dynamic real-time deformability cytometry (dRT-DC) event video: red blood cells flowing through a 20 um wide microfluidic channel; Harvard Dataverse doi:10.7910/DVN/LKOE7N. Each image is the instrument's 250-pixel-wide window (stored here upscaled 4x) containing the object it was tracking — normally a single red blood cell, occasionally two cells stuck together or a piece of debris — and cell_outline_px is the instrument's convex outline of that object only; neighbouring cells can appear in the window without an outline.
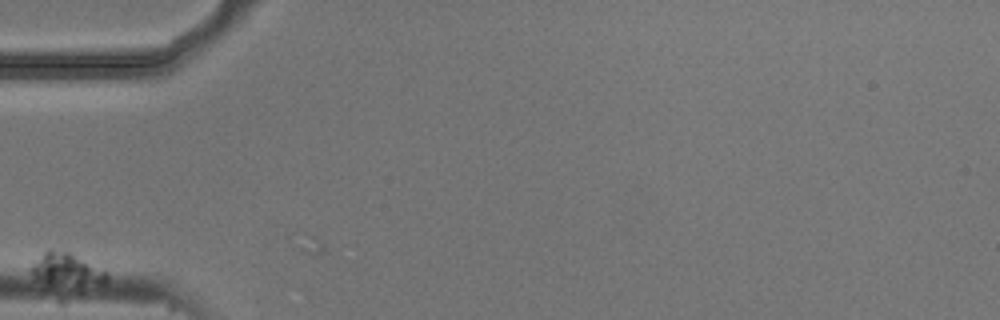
{"species": "common noctule bat (a hibernating species)", "species_latin": "Nyctalus noctula", "temperature_condition": "cold", "stored_images_in_passage": 10, "camera_frame_rate_fps": 3000, "um_per_image_px": 0.085, "animal": {"sex": "male", "body_mass_g": 20.5, "forearm_length_mm": 52.5}, "frame": {"image": 1, "passage_image": 1, "time_ms": 0.0, "image_size_px": [1000, 320], "cell_outline_px": [[108, 280], [104, 284], [80, 292], [48, 284], [36, 280], [28, 268], [48, 248], [52, 248], [68, 252], [108, 272]], "centroid_in_image_um": [5.72, 23.05], "position_along_channel_um": 79.3, "area_um2": 15.9}}
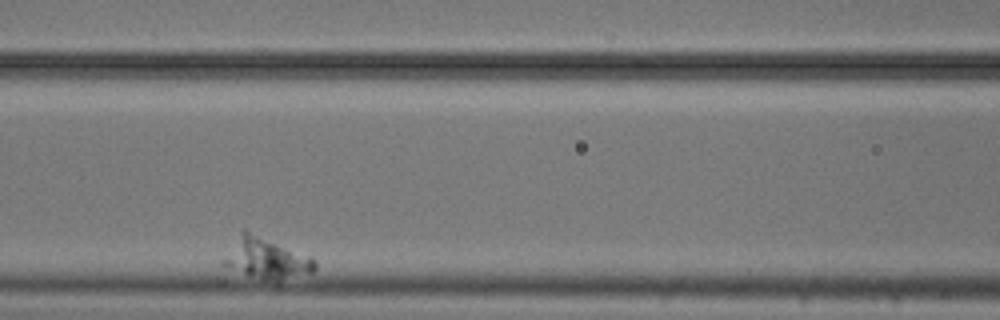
{"frame": {"image": 2, "passage_image": 5, "time_ms": 1.333, "image_size_px": [1000, 320], "cell_outline_px": [[316, 268], [312, 272], [276, 284], [248, 276], [220, 264], [220, 260], [244, 228], [308, 256], [316, 260]], "centroid_in_image_um": [22.61, 22.01], "position_along_channel_um": 144.0, "area_um2": 22.25}}
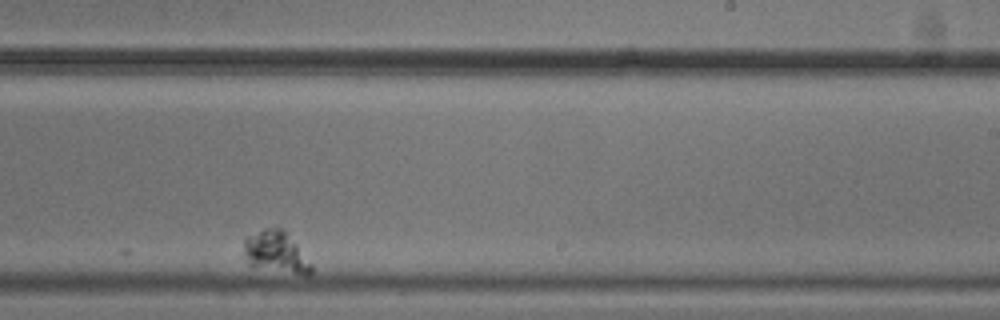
{"frame": {"image": 3, "passage_image": 9, "time_ms": 2.667, "image_size_px": [1000, 320], "cell_outline_px": [[312, 272], [308, 276], [304, 276], [248, 264], [240, 256], [244, 236], [264, 228], [280, 228], [296, 244], [312, 264]], "centroid_in_image_um": [23.37, 21.44], "position_along_channel_um": 265.6, "area_um2": 16.53}}